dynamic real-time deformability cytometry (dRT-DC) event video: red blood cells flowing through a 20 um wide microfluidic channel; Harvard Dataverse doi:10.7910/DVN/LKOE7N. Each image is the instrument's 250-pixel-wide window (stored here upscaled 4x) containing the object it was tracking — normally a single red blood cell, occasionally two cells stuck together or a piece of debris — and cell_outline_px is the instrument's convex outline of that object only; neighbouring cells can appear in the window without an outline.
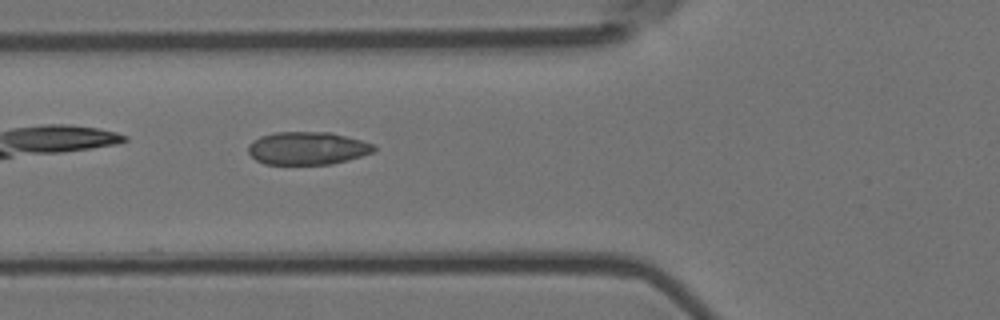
{"species": "Egyptian fruit bat (a non-hibernating species)", "species_latin": "Rousettus aegyptiacus", "temperature_condition": "room temperature", "stored_images_in_passage": 11, "camera_frame_rate_fps": 3000, "um_per_image_px": 0.085, "animal": {"sex": "female"}, "frame": {"image": 1, "passage_image": 4, "time_ms": 1.0, "image_size_px": [1000, 320], "cell_outline_px": [[376, 148], [372, 152], [348, 160], [332, 164], [264, 164], [256, 160], [248, 152], [248, 144], [252, 140], [260, 136], [276, 132], [332, 132], [376, 144]], "centroid_in_image_um": [26.12, 12.59], "position_along_channel_um": 99.7, "area_um2": 24.22}}
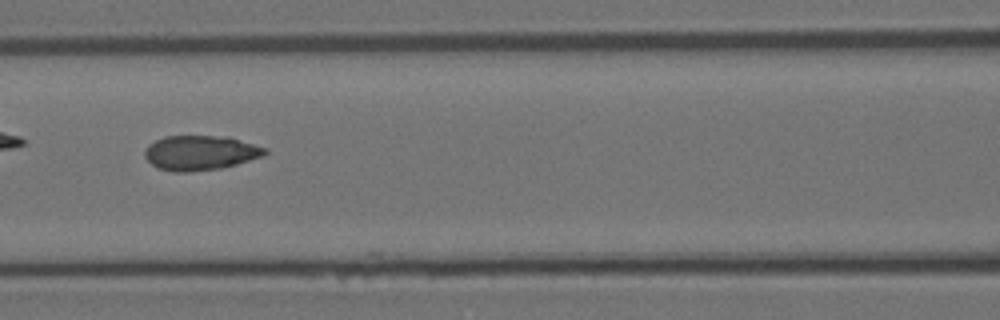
{"frame": {"image": 2, "passage_image": 8, "time_ms": 2.333, "image_size_px": [1000, 320], "cell_outline_px": [[268, 152], [264, 156], [236, 164], [220, 168], [188, 172], [172, 172], [156, 168], [144, 156], [144, 152], [148, 144], [164, 136], [228, 136], [268, 148]], "centroid_in_image_um": [17.03, 12.98], "position_along_channel_um": 149.6, "area_um2": 24.51}}